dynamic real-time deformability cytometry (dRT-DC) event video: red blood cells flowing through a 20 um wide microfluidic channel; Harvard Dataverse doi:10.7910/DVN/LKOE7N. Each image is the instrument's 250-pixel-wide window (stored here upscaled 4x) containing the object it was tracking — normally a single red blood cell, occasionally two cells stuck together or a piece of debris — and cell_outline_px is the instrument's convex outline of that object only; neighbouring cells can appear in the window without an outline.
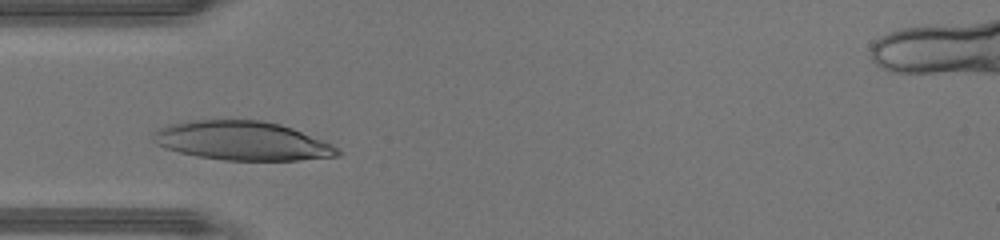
{"species": "human", "species_latin": "Homo sapiens", "temperature_condition": "warm", "stored_images_in_passage": 28, "camera_frame_rate_fps": 3000, "um_per_image_px": 0.085, "donor": {"sex": "male"}, "frame": {"image": 1, "passage_image": 6, "time_ms": 1.667, "image_size_px": [1000, 240], "cell_outline_px": [[344, 152], [340, 156], [300, 160], [224, 160], [196, 156], [164, 148], [156, 144], [152, 140], [152, 136], [156, 128], [168, 124], [188, 120], [264, 120], [280, 124], [292, 128], [332, 144]], "centroid_in_image_um": [20.57, 11.97], "position_along_channel_um": 64.4, "area_um2": 42.19}}
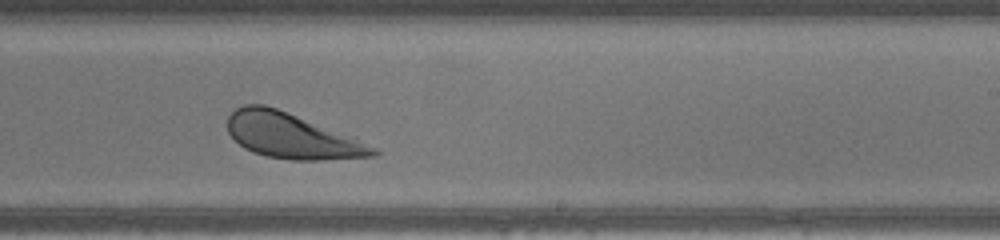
{"frame": {"image": 2, "passage_image": 19, "time_ms": 6.0, "image_size_px": [1000, 240], "cell_outline_px": [[380, 152], [376, 156], [320, 160], [292, 160], [268, 156], [252, 152], [244, 148], [228, 132], [228, 116], [236, 108], [244, 104], [264, 104], [276, 108], [376, 148]], "centroid_in_image_um": [24.7, 11.56], "position_along_channel_um": 264.3, "area_um2": 37.17}}
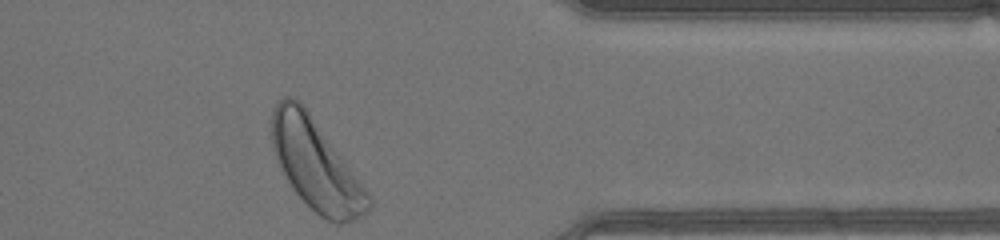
{"frame": {"image": 3, "passage_image": 28, "time_ms": 9.0, "image_size_px": [1000, 240], "cell_outline_px": [[372, 208], [348, 224], [336, 224], [320, 216], [292, 188], [272, 148], [272, 112], [276, 104], [284, 96], [292, 96], [300, 100], [304, 104], [372, 196]], "centroid_in_image_um": [26.88, 14.0], "position_along_channel_um": 384.5, "area_um2": 50.69}}